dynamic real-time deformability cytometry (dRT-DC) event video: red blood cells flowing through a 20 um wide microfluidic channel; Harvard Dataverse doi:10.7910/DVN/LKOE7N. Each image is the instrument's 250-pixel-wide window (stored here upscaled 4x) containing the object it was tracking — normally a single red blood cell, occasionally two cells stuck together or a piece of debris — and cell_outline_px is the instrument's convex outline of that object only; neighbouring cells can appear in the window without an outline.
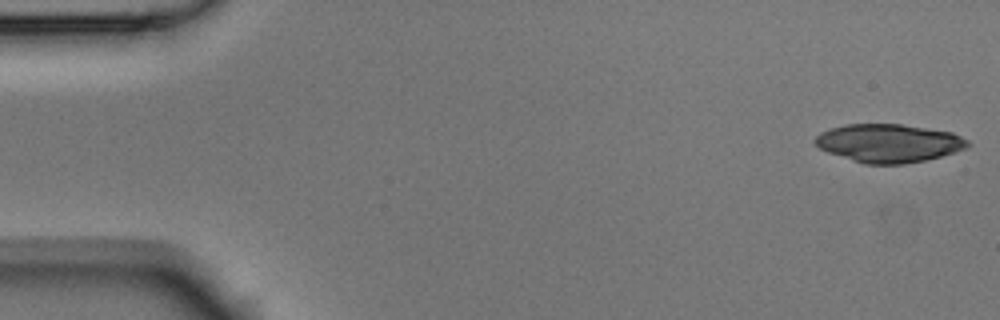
{"species": "Egyptian fruit bat (a non-hibernating species)", "species_latin": "Rousettus aegyptiacus", "temperature_condition": "room temperature", "stored_images_in_passage": 4, "camera_frame_rate_fps": 3000, "um_per_image_px": 0.085, "animal": {"sex": "male"}, "frame": {"image": 1, "passage_image": 1, "time_ms": 0.0, "image_size_px": [1000, 320], "cell_outline_px": [[972, 144], [968, 148], [940, 156], [924, 160], [904, 164], [864, 164], [828, 152], [820, 148], [812, 140], [820, 132], [828, 128], [844, 124], [900, 124], [952, 132], [968, 140]], "centroid_in_image_um": [75.53, 12.16], "position_along_channel_um": 9.5, "area_um2": 34.1}}